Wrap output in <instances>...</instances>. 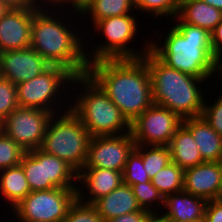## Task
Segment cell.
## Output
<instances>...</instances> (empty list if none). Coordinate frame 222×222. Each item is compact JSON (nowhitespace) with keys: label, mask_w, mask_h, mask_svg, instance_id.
<instances>
[{"label":"cell","mask_w":222,"mask_h":222,"mask_svg":"<svg viewBox=\"0 0 222 222\" xmlns=\"http://www.w3.org/2000/svg\"><path fill=\"white\" fill-rule=\"evenodd\" d=\"M87 75L131 123L152 102L150 73L142 58L101 59L89 63Z\"/></svg>","instance_id":"obj_1"},{"label":"cell","mask_w":222,"mask_h":222,"mask_svg":"<svg viewBox=\"0 0 222 222\" xmlns=\"http://www.w3.org/2000/svg\"><path fill=\"white\" fill-rule=\"evenodd\" d=\"M53 8L55 9L53 6L51 11L48 7L47 11L42 7L35 9L32 19L30 47L38 52L51 66L63 67L75 77L86 75L89 63L83 46L85 44L83 42L84 38L73 28L70 29L69 24L71 22L66 23L68 26L65 24L66 19H64L62 7L59 10L62 19L61 17L58 18L59 13L54 14L57 11L53 12ZM63 19L64 21H62Z\"/></svg>","instance_id":"obj_2"},{"label":"cell","mask_w":222,"mask_h":222,"mask_svg":"<svg viewBox=\"0 0 222 222\" xmlns=\"http://www.w3.org/2000/svg\"><path fill=\"white\" fill-rule=\"evenodd\" d=\"M163 38L162 45L150 39V50L167 66L197 78L218 74L208 30L174 22Z\"/></svg>","instance_id":"obj_3"},{"label":"cell","mask_w":222,"mask_h":222,"mask_svg":"<svg viewBox=\"0 0 222 222\" xmlns=\"http://www.w3.org/2000/svg\"><path fill=\"white\" fill-rule=\"evenodd\" d=\"M145 63L151 78L153 104L168 108L181 119L202 115L206 95L202 94L200 85L209 78H197L173 69L150 49L145 54Z\"/></svg>","instance_id":"obj_4"},{"label":"cell","mask_w":222,"mask_h":222,"mask_svg":"<svg viewBox=\"0 0 222 222\" xmlns=\"http://www.w3.org/2000/svg\"><path fill=\"white\" fill-rule=\"evenodd\" d=\"M72 84H81V91L84 89L85 92L74 94V98L75 95L79 97L73 100L75 102L70 106V110L79 118L91 137L114 136L130 132L131 123L87 74L74 77Z\"/></svg>","instance_id":"obj_5"},{"label":"cell","mask_w":222,"mask_h":222,"mask_svg":"<svg viewBox=\"0 0 222 222\" xmlns=\"http://www.w3.org/2000/svg\"><path fill=\"white\" fill-rule=\"evenodd\" d=\"M70 106L61 110L62 114H53L40 149L65 161L78 173L85 165L91 136Z\"/></svg>","instance_id":"obj_6"},{"label":"cell","mask_w":222,"mask_h":222,"mask_svg":"<svg viewBox=\"0 0 222 222\" xmlns=\"http://www.w3.org/2000/svg\"><path fill=\"white\" fill-rule=\"evenodd\" d=\"M133 15V13L120 15V16H112L107 17L101 20H98L94 25V32L96 31L104 36V40L101 45H95V50L87 53L86 58L88 63H92L101 59H122V58H142L147 51L150 49L149 41L146 43L145 47H143L144 51H140L139 53L128 47L131 41H134L137 36V31H140L137 27V19ZM136 35V36H135ZM91 55V56H89ZM89 58V59H88Z\"/></svg>","instance_id":"obj_7"},{"label":"cell","mask_w":222,"mask_h":222,"mask_svg":"<svg viewBox=\"0 0 222 222\" xmlns=\"http://www.w3.org/2000/svg\"><path fill=\"white\" fill-rule=\"evenodd\" d=\"M74 77L63 67L50 66L41 75L16 85L19 107L42 109L52 114L61 113L58 108L64 109L66 105L58 107L56 104L60 102L59 97L63 94L61 91H66L64 87L68 85L67 90L70 89Z\"/></svg>","instance_id":"obj_8"},{"label":"cell","mask_w":222,"mask_h":222,"mask_svg":"<svg viewBox=\"0 0 222 222\" xmlns=\"http://www.w3.org/2000/svg\"><path fill=\"white\" fill-rule=\"evenodd\" d=\"M20 165L32 191L78 188V173L65 161L40 148L26 151ZM75 179L77 184L74 183Z\"/></svg>","instance_id":"obj_9"},{"label":"cell","mask_w":222,"mask_h":222,"mask_svg":"<svg viewBox=\"0 0 222 222\" xmlns=\"http://www.w3.org/2000/svg\"><path fill=\"white\" fill-rule=\"evenodd\" d=\"M77 198V188H54L31 191L11 209L17 220L30 222H62Z\"/></svg>","instance_id":"obj_10"},{"label":"cell","mask_w":222,"mask_h":222,"mask_svg":"<svg viewBox=\"0 0 222 222\" xmlns=\"http://www.w3.org/2000/svg\"><path fill=\"white\" fill-rule=\"evenodd\" d=\"M52 116L42 109L17 107L0 123V129L25 151H30L41 147Z\"/></svg>","instance_id":"obj_11"},{"label":"cell","mask_w":222,"mask_h":222,"mask_svg":"<svg viewBox=\"0 0 222 222\" xmlns=\"http://www.w3.org/2000/svg\"><path fill=\"white\" fill-rule=\"evenodd\" d=\"M182 119L168 108L152 104L133 122L131 134L135 145L168 146Z\"/></svg>","instance_id":"obj_12"},{"label":"cell","mask_w":222,"mask_h":222,"mask_svg":"<svg viewBox=\"0 0 222 222\" xmlns=\"http://www.w3.org/2000/svg\"><path fill=\"white\" fill-rule=\"evenodd\" d=\"M135 148L131 132L91 137L83 168H105L123 172L128 155Z\"/></svg>","instance_id":"obj_13"},{"label":"cell","mask_w":222,"mask_h":222,"mask_svg":"<svg viewBox=\"0 0 222 222\" xmlns=\"http://www.w3.org/2000/svg\"><path fill=\"white\" fill-rule=\"evenodd\" d=\"M50 66L31 47L0 52V76L14 85L41 75Z\"/></svg>","instance_id":"obj_14"},{"label":"cell","mask_w":222,"mask_h":222,"mask_svg":"<svg viewBox=\"0 0 222 222\" xmlns=\"http://www.w3.org/2000/svg\"><path fill=\"white\" fill-rule=\"evenodd\" d=\"M35 9L9 8L0 18V52L31 46V28Z\"/></svg>","instance_id":"obj_15"},{"label":"cell","mask_w":222,"mask_h":222,"mask_svg":"<svg viewBox=\"0 0 222 222\" xmlns=\"http://www.w3.org/2000/svg\"><path fill=\"white\" fill-rule=\"evenodd\" d=\"M187 193L206 201L222 198V170L219 162H204L184 170V188Z\"/></svg>","instance_id":"obj_16"},{"label":"cell","mask_w":222,"mask_h":222,"mask_svg":"<svg viewBox=\"0 0 222 222\" xmlns=\"http://www.w3.org/2000/svg\"><path fill=\"white\" fill-rule=\"evenodd\" d=\"M77 181L83 182L82 186L79 185L77 188V198L82 202L93 204L97 199L119 187L123 183V175L120 171L105 168H82L78 172ZM85 189L88 190L86 193L89 192L90 197L85 196L84 199Z\"/></svg>","instance_id":"obj_17"},{"label":"cell","mask_w":222,"mask_h":222,"mask_svg":"<svg viewBox=\"0 0 222 222\" xmlns=\"http://www.w3.org/2000/svg\"><path fill=\"white\" fill-rule=\"evenodd\" d=\"M207 201L201 197L187 193L184 190L167 195L164 199L163 214H158L155 219H172L177 221L204 220Z\"/></svg>","instance_id":"obj_18"},{"label":"cell","mask_w":222,"mask_h":222,"mask_svg":"<svg viewBox=\"0 0 222 222\" xmlns=\"http://www.w3.org/2000/svg\"><path fill=\"white\" fill-rule=\"evenodd\" d=\"M182 124L191 132L204 162L222 159V136L202 116L182 119Z\"/></svg>","instance_id":"obj_19"},{"label":"cell","mask_w":222,"mask_h":222,"mask_svg":"<svg viewBox=\"0 0 222 222\" xmlns=\"http://www.w3.org/2000/svg\"><path fill=\"white\" fill-rule=\"evenodd\" d=\"M93 205L104 222L131 212L146 211L139 206L131 186L124 183L108 195L97 199Z\"/></svg>","instance_id":"obj_20"},{"label":"cell","mask_w":222,"mask_h":222,"mask_svg":"<svg viewBox=\"0 0 222 222\" xmlns=\"http://www.w3.org/2000/svg\"><path fill=\"white\" fill-rule=\"evenodd\" d=\"M176 23H188L210 33L222 21V11L201 0H180V8L174 18Z\"/></svg>","instance_id":"obj_21"},{"label":"cell","mask_w":222,"mask_h":222,"mask_svg":"<svg viewBox=\"0 0 222 222\" xmlns=\"http://www.w3.org/2000/svg\"><path fill=\"white\" fill-rule=\"evenodd\" d=\"M171 162L183 170L204 163L191 132L181 124L168 145Z\"/></svg>","instance_id":"obj_22"},{"label":"cell","mask_w":222,"mask_h":222,"mask_svg":"<svg viewBox=\"0 0 222 222\" xmlns=\"http://www.w3.org/2000/svg\"><path fill=\"white\" fill-rule=\"evenodd\" d=\"M0 191L12 209L32 191L21 165L0 170Z\"/></svg>","instance_id":"obj_23"},{"label":"cell","mask_w":222,"mask_h":222,"mask_svg":"<svg viewBox=\"0 0 222 222\" xmlns=\"http://www.w3.org/2000/svg\"><path fill=\"white\" fill-rule=\"evenodd\" d=\"M135 9L134 0H91L82 9L80 14L81 16L88 14L89 19L91 18L92 24L94 25L98 20L130 14L133 13Z\"/></svg>","instance_id":"obj_24"},{"label":"cell","mask_w":222,"mask_h":222,"mask_svg":"<svg viewBox=\"0 0 222 222\" xmlns=\"http://www.w3.org/2000/svg\"><path fill=\"white\" fill-rule=\"evenodd\" d=\"M150 181L165 198L167 195L183 191L184 170L177 164L170 162Z\"/></svg>","instance_id":"obj_25"},{"label":"cell","mask_w":222,"mask_h":222,"mask_svg":"<svg viewBox=\"0 0 222 222\" xmlns=\"http://www.w3.org/2000/svg\"><path fill=\"white\" fill-rule=\"evenodd\" d=\"M135 149L141 154L144 169L150 179L171 162V154L168 146L135 145Z\"/></svg>","instance_id":"obj_26"},{"label":"cell","mask_w":222,"mask_h":222,"mask_svg":"<svg viewBox=\"0 0 222 222\" xmlns=\"http://www.w3.org/2000/svg\"><path fill=\"white\" fill-rule=\"evenodd\" d=\"M135 8L144 14H152L154 17H167L174 19L180 8V0H134Z\"/></svg>","instance_id":"obj_27"},{"label":"cell","mask_w":222,"mask_h":222,"mask_svg":"<svg viewBox=\"0 0 222 222\" xmlns=\"http://www.w3.org/2000/svg\"><path fill=\"white\" fill-rule=\"evenodd\" d=\"M131 188L141 209L146 210L156 216L157 212L155 206L153 207L154 203H157L158 201L156 207L162 204V206L160 207L163 208L165 198L151 183V181L146 183L134 184L131 186ZM159 202L161 204H159ZM151 207L154 208V210Z\"/></svg>","instance_id":"obj_28"},{"label":"cell","mask_w":222,"mask_h":222,"mask_svg":"<svg viewBox=\"0 0 222 222\" xmlns=\"http://www.w3.org/2000/svg\"><path fill=\"white\" fill-rule=\"evenodd\" d=\"M122 175L123 183L129 186L150 182L149 175L144 169L142 156L135 148L128 155Z\"/></svg>","instance_id":"obj_29"},{"label":"cell","mask_w":222,"mask_h":222,"mask_svg":"<svg viewBox=\"0 0 222 222\" xmlns=\"http://www.w3.org/2000/svg\"><path fill=\"white\" fill-rule=\"evenodd\" d=\"M25 150L0 129V170L20 165Z\"/></svg>","instance_id":"obj_30"},{"label":"cell","mask_w":222,"mask_h":222,"mask_svg":"<svg viewBox=\"0 0 222 222\" xmlns=\"http://www.w3.org/2000/svg\"><path fill=\"white\" fill-rule=\"evenodd\" d=\"M62 222H104L93 204L80 201L78 198L69 207Z\"/></svg>","instance_id":"obj_31"},{"label":"cell","mask_w":222,"mask_h":222,"mask_svg":"<svg viewBox=\"0 0 222 222\" xmlns=\"http://www.w3.org/2000/svg\"><path fill=\"white\" fill-rule=\"evenodd\" d=\"M17 107L16 85L0 76V123Z\"/></svg>","instance_id":"obj_32"},{"label":"cell","mask_w":222,"mask_h":222,"mask_svg":"<svg viewBox=\"0 0 222 222\" xmlns=\"http://www.w3.org/2000/svg\"><path fill=\"white\" fill-rule=\"evenodd\" d=\"M204 101L202 117L206 122L220 135L222 136V92L217 97V100H214V103L211 104Z\"/></svg>","instance_id":"obj_33"},{"label":"cell","mask_w":222,"mask_h":222,"mask_svg":"<svg viewBox=\"0 0 222 222\" xmlns=\"http://www.w3.org/2000/svg\"><path fill=\"white\" fill-rule=\"evenodd\" d=\"M155 216L148 211H136L128 214H124L106 222H153Z\"/></svg>","instance_id":"obj_34"},{"label":"cell","mask_w":222,"mask_h":222,"mask_svg":"<svg viewBox=\"0 0 222 222\" xmlns=\"http://www.w3.org/2000/svg\"><path fill=\"white\" fill-rule=\"evenodd\" d=\"M204 222H222V198L207 201Z\"/></svg>","instance_id":"obj_35"},{"label":"cell","mask_w":222,"mask_h":222,"mask_svg":"<svg viewBox=\"0 0 222 222\" xmlns=\"http://www.w3.org/2000/svg\"><path fill=\"white\" fill-rule=\"evenodd\" d=\"M211 45L214 57L217 60L222 58V21L211 32Z\"/></svg>","instance_id":"obj_36"},{"label":"cell","mask_w":222,"mask_h":222,"mask_svg":"<svg viewBox=\"0 0 222 222\" xmlns=\"http://www.w3.org/2000/svg\"><path fill=\"white\" fill-rule=\"evenodd\" d=\"M10 9L12 8H24L31 9L36 8L34 0H0Z\"/></svg>","instance_id":"obj_37"},{"label":"cell","mask_w":222,"mask_h":222,"mask_svg":"<svg viewBox=\"0 0 222 222\" xmlns=\"http://www.w3.org/2000/svg\"><path fill=\"white\" fill-rule=\"evenodd\" d=\"M34 2L36 4V8H41V6H42V8L44 7L45 9L47 8V6H45V5H48L49 6L48 8L50 9L51 8L50 6H52L53 4H54V6L57 4V5H59V7H61V6L64 7L65 4L66 5L69 4V0H42V1L41 0H34ZM43 3H46V4L43 6Z\"/></svg>","instance_id":"obj_38"},{"label":"cell","mask_w":222,"mask_h":222,"mask_svg":"<svg viewBox=\"0 0 222 222\" xmlns=\"http://www.w3.org/2000/svg\"><path fill=\"white\" fill-rule=\"evenodd\" d=\"M91 0H69V4L71 5V8H73V14L80 15V12L82 9L90 2Z\"/></svg>","instance_id":"obj_39"},{"label":"cell","mask_w":222,"mask_h":222,"mask_svg":"<svg viewBox=\"0 0 222 222\" xmlns=\"http://www.w3.org/2000/svg\"><path fill=\"white\" fill-rule=\"evenodd\" d=\"M209 5H212L216 9H219L222 11V0H201Z\"/></svg>","instance_id":"obj_40"},{"label":"cell","mask_w":222,"mask_h":222,"mask_svg":"<svg viewBox=\"0 0 222 222\" xmlns=\"http://www.w3.org/2000/svg\"><path fill=\"white\" fill-rule=\"evenodd\" d=\"M155 222H204V220H196V221H177L172 219H155Z\"/></svg>","instance_id":"obj_41"},{"label":"cell","mask_w":222,"mask_h":222,"mask_svg":"<svg viewBox=\"0 0 222 222\" xmlns=\"http://www.w3.org/2000/svg\"><path fill=\"white\" fill-rule=\"evenodd\" d=\"M9 10V7H7L4 3L0 1V18Z\"/></svg>","instance_id":"obj_42"},{"label":"cell","mask_w":222,"mask_h":222,"mask_svg":"<svg viewBox=\"0 0 222 222\" xmlns=\"http://www.w3.org/2000/svg\"><path fill=\"white\" fill-rule=\"evenodd\" d=\"M217 72L221 75L222 77V58L217 60ZM222 92V91H221Z\"/></svg>","instance_id":"obj_43"}]
</instances>
